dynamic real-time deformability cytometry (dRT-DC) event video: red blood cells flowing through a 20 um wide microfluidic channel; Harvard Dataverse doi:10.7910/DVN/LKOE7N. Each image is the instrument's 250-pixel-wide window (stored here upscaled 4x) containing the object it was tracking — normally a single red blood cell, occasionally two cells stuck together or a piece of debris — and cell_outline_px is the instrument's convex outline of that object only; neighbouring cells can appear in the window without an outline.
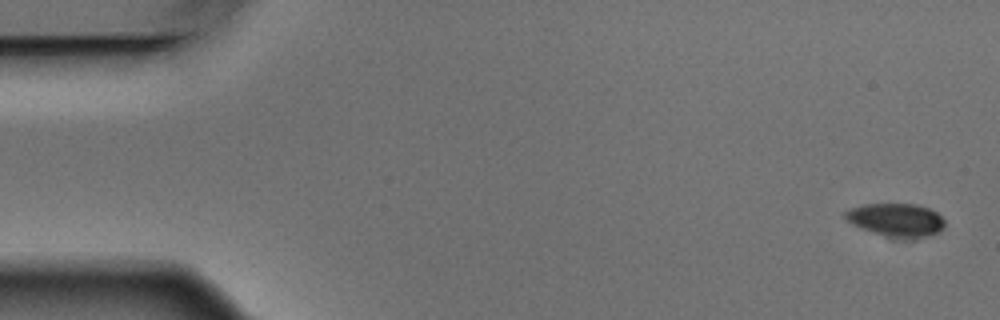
{"species": "Egyptian fruit bat (a non-hibernating species)", "species_latin": "Rousettus aegyptiacus", "temperature_condition": "warm", "stored_images_in_passage": 5, "camera_frame_rate_fps": 3000, "um_per_image_px": 0.085, "animal": {"sex": "male"}, "frame": {"image": 1, "passage_image": 1, "time_ms": 0.0, "image_size_px": [1000, 320], "cell_outline_px": [[944, 228], [928, 236], [904, 240], [892, 240], [860, 228], [852, 224], [844, 216], [844, 212], [848, 208], [864, 204], [916, 204], [928, 208], [936, 212], [944, 220]], "centroid_in_image_um": [76.14, 18.73], "position_along_channel_um": 8.9, "area_um2": 19.77}}
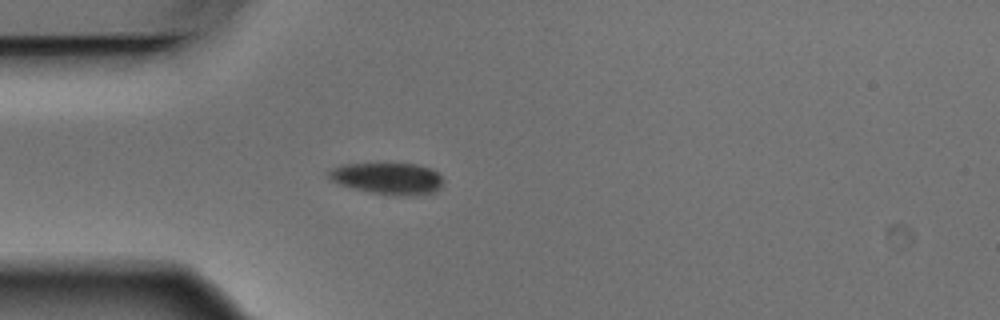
{"frame": {"image": 2, "passage_image": 5, "time_ms": 1.333, "image_size_px": [1000, 320], "cell_outline_px": [[444, 180], [440, 188], [436, 192], [424, 196], [396, 196], [368, 192], [352, 188], [328, 180], [328, 172], [332, 168], [340, 164], [416, 164], [428, 168], [436, 172]], "centroid_in_image_um": [32.97, 15.2], "position_along_channel_um": 52.0, "area_um2": 21.44}}